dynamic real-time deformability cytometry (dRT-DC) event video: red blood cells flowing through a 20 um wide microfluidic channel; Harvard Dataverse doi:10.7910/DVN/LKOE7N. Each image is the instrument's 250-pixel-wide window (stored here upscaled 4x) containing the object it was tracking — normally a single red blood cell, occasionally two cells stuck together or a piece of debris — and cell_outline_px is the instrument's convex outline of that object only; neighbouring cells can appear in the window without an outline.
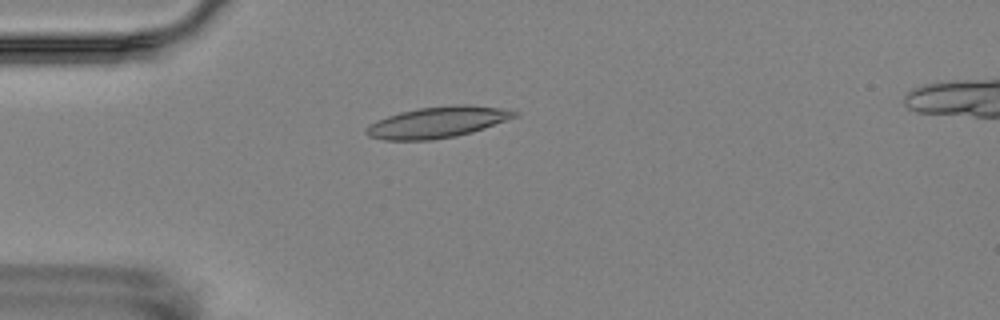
{"species": "Egyptian fruit bat (a non-hibernating species)", "species_latin": "Rousettus aegyptiacus", "temperature_condition": "room temperature", "stored_images_in_passage": 5, "camera_frame_rate_fps": 3000, "um_per_image_px": 0.085, "animal": {"sex": "female"}, "frame": {"image": 1, "passage_image": 5, "time_ms": 4.667, "image_size_px": [1000, 320], "cell_outline_px": [[520, 116], [472, 132], [456, 136], [432, 140], [384, 140], [368, 136], [364, 132], [364, 128], [368, 124], [376, 120], [400, 112], [420, 108], [452, 104], [468, 104], [508, 108], [520, 112]], "centroid_in_image_um": [37.23, 10.38], "position_along_channel_um": 47.8, "area_um2": 27.4}}